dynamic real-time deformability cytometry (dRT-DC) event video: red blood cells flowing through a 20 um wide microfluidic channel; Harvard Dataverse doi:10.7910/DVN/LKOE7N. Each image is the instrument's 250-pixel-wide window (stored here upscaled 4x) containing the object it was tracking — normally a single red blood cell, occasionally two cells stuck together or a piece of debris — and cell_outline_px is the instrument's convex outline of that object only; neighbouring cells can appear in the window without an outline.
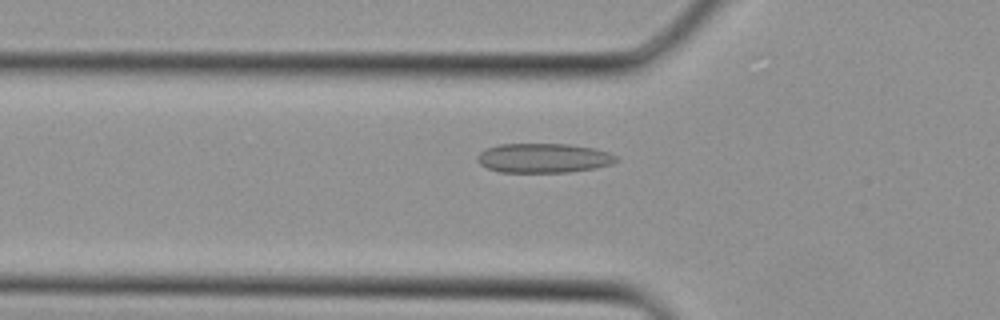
{"species": "Egyptian fruit bat (a non-hibernating species)", "species_latin": "Rousettus aegyptiacus", "temperature_condition": "cold", "stored_images_in_passage": 30, "camera_frame_rate_fps": 3000, "um_per_image_px": 0.085, "animal": {"sex": "female"}, "frame": {"image": 1, "passage_image": 10, "time_ms": 3.0, "image_size_px": [1000, 320], "cell_outline_px": [[620, 160], [612, 164], [596, 168], [568, 172], [500, 172], [488, 168], [480, 164], [476, 160], [476, 156], [480, 152], [488, 148], [500, 144], [568, 144], [596, 148], [608, 152], [616, 156]], "centroid_in_image_um": [46.23, 13.43], "position_along_channel_um": 79.6, "area_um2": 23.93}}
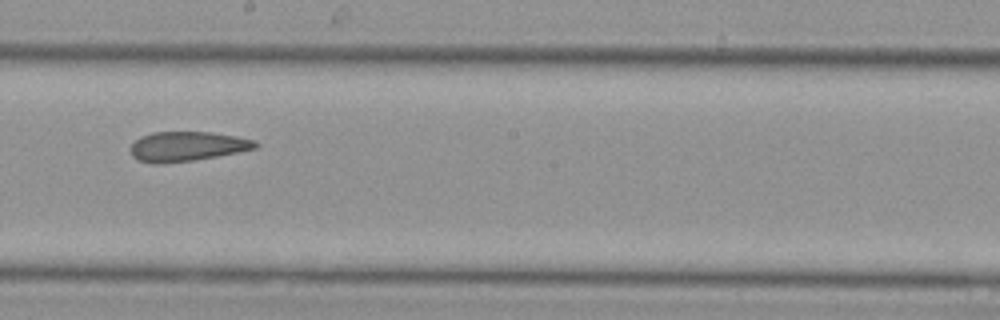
{"frame": {"image": 2, "passage_image": 18, "time_ms": 5.667, "image_size_px": [1000, 320], "cell_outline_px": [[260, 144], [256, 148], [216, 156], [192, 160], [156, 164], [152, 164], [136, 160], [132, 156], [128, 148], [140, 136], [152, 132], [212, 132], [236, 136], [256, 140]], "centroid_in_image_um": [15.86, 12.44], "position_along_channel_um": 232.3, "area_um2": 21.68}}
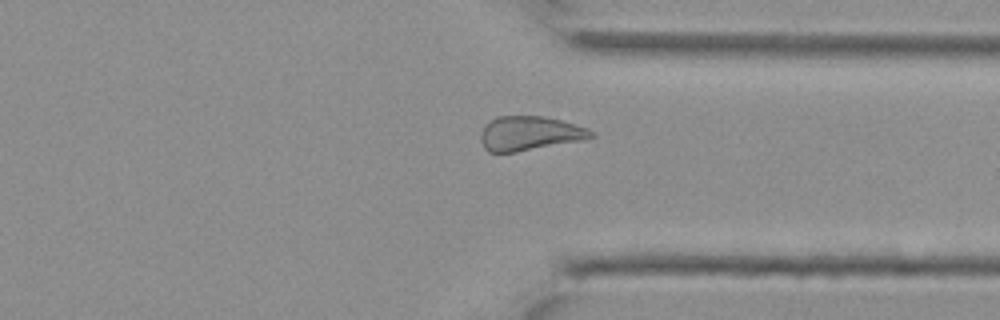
{"frame": {"image": 3, "passage_image": 25, "time_ms": 8.0, "image_size_px": [1000, 320], "cell_outline_px": [[596, 136], [584, 140], [516, 152], [488, 152], [484, 148], [480, 140], [480, 132], [484, 124], [488, 120], [496, 116], [544, 116], [560, 120], [588, 128], [596, 132]], "centroid_in_image_um": [45.0, 11.33], "position_along_channel_um": 366.4, "area_um2": 22.43}}